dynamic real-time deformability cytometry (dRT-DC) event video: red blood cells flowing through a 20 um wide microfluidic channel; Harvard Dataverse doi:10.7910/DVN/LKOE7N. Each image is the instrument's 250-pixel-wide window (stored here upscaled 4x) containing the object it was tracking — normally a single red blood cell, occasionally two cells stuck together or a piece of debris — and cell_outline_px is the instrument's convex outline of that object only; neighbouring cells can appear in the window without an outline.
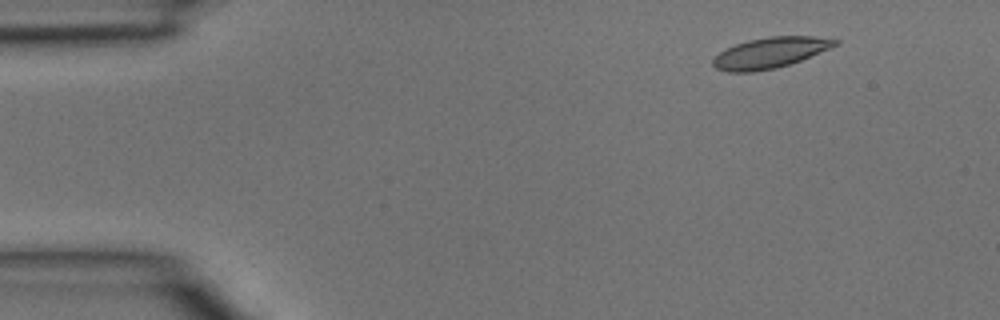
{"species": "common noctule bat (a hibernating species)", "species_latin": "Nyctalus noctula", "temperature_condition": "room temperature", "stored_images_in_passage": 2, "camera_frame_rate_fps": 3000, "um_per_image_px": 0.085, "animal": {"sex": "male", "body_mass_g": 15.6}, "frame": {"image": 1, "passage_image": 2, "time_ms": 0.333, "image_size_px": [1000, 320], "cell_outline_px": [[840, 44], [800, 60], [776, 68], [756, 72], [728, 72], [716, 68], [712, 64], [712, 60], [720, 52], [736, 44], [748, 40], [768, 36], [812, 36], [840, 40]], "centroid_in_image_um": [65.46, 4.48], "position_along_channel_um": 19.5, "area_um2": 21.73}}